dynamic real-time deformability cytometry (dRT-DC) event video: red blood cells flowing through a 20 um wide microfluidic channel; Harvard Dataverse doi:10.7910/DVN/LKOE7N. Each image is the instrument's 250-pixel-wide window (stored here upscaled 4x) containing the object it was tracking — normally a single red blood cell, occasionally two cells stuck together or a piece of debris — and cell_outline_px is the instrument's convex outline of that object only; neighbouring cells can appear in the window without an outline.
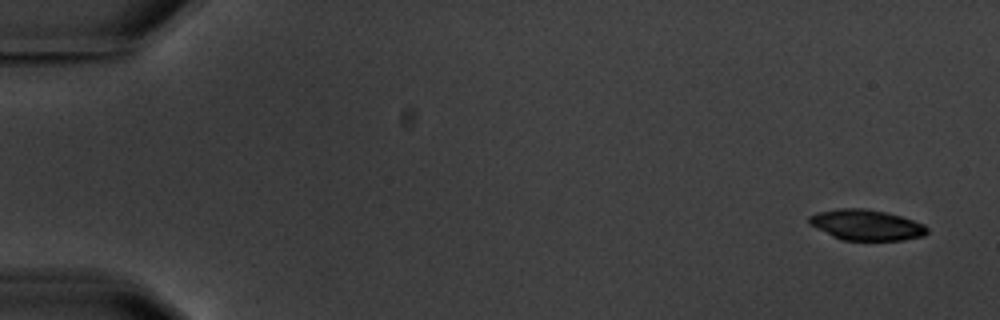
{"species": "common noctule bat (a hibernating species)", "species_latin": "Nyctalus noctula", "temperature_condition": "warm", "stored_images_in_passage": 11, "camera_frame_rate_fps": 3000, "um_per_image_px": 0.085, "animal": {"sex": "male", "body_mass_g": 20.1, "forearm_length_mm": 53.5}, "frame": {"image": 1, "passage_image": 1, "time_ms": 0.0, "image_size_px": [1000, 320], "cell_outline_px": [[928, 232], [924, 236], [904, 240], [840, 240], [808, 224], [808, 216], [816, 212], [840, 208], [864, 208], [884, 212], [900, 216], [924, 224], [928, 228]], "centroid_in_image_um": [73.61, 19.12], "position_along_channel_um": 11.4, "area_um2": 21.15}}
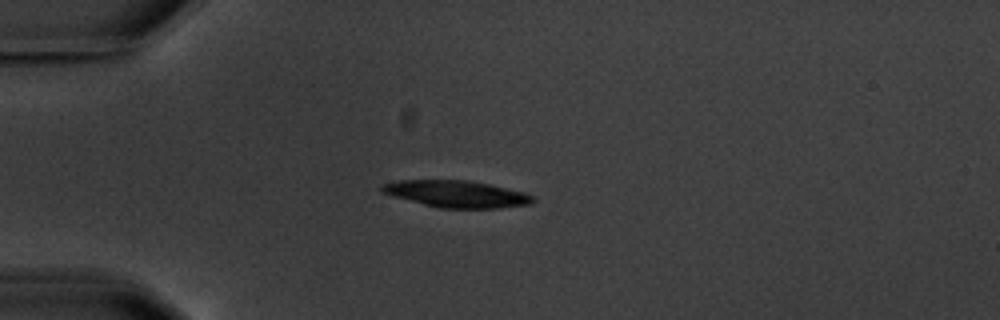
{"frame": {"image": 2, "passage_image": 4, "time_ms": 4.333, "image_size_px": [1000, 320], "cell_outline_px": [[536, 200], [532, 204], [500, 208], [440, 208], [424, 204], [380, 192], [380, 188], [384, 184], [400, 180], [468, 180], [488, 184], [524, 192], [532, 196]], "centroid_in_image_um": [38.84, 16.49], "position_along_channel_um": 46.2, "area_um2": 23.41}}